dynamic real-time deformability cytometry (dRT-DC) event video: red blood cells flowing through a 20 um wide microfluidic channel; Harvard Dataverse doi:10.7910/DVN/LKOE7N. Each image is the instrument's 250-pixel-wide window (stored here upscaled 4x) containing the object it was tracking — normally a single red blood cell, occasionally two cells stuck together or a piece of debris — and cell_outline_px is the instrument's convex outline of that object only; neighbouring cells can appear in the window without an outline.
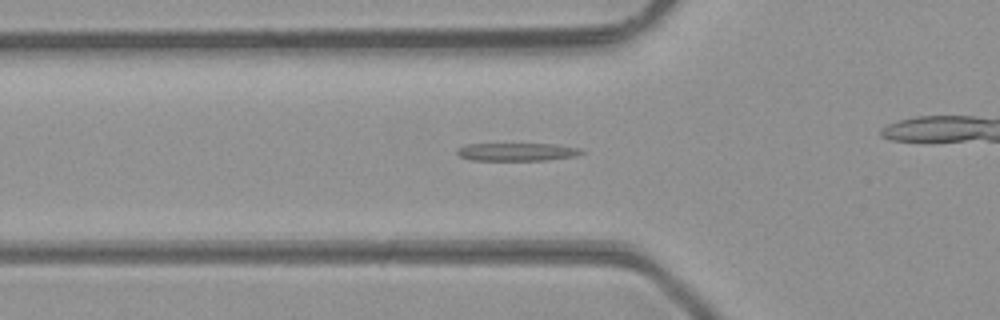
{"species": "common noctule bat (a hibernating species)", "species_latin": "Nyctalus noctula", "temperature_condition": "room temperature", "stored_images_in_passage": 44, "camera_frame_rate_fps": 3000, "um_per_image_px": 0.085, "animal": {"sex": "male", "body_mass_g": 23.1, "forearm_length_mm": 52.7}, "frame": {"image": 1, "passage_image": 12, "time_ms": 3.667, "image_size_px": [1000, 320], "cell_outline_px": [[584, 152], [576, 156], [548, 160], [472, 160], [460, 156], [456, 152], [456, 148], [464, 144], [556, 144], [580, 148]], "centroid_in_image_um": [43.93, 12.9], "position_along_channel_um": 81.9, "area_um2": 13.06}}
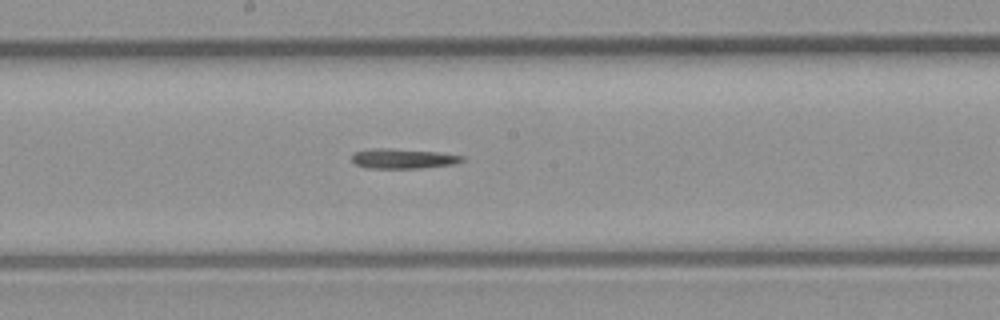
{"frame": {"image": 2, "passage_image": 21, "time_ms": 6.667, "image_size_px": [1000, 320], "cell_outline_px": [[464, 160], [456, 164], [420, 168], [368, 168], [356, 164], [352, 160], [352, 156], [356, 152], [372, 148], [388, 148], [440, 152], [464, 156]], "centroid_in_image_um": [34.3, 13.48], "position_along_channel_um": 213.9, "area_um2": 12.77}}
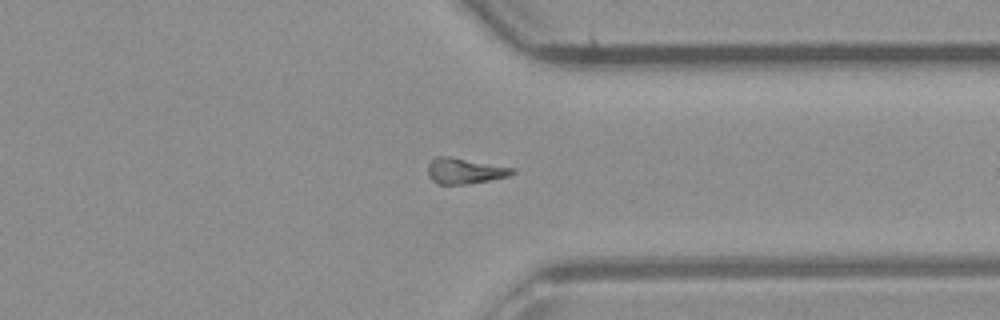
{"frame": {"image": 3, "passage_image": 32, "time_ms": 10.333, "image_size_px": [1000, 320], "cell_outline_px": [[516, 172], [508, 176], [488, 180], [464, 184], [436, 184], [428, 176], [428, 164], [436, 156], [452, 156], [516, 168]], "centroid_in_image_um": [39.5, 14.51], "position_along_channel_um": 371.9, "area_um2": 12.77}}